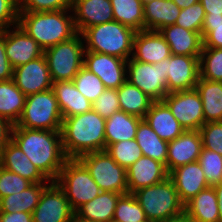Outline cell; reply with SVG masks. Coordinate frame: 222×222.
Segmentation results:
<instances>
[{
    "label": "cell",
    "mask_w": 222,
    "mask_h": 222,
    "mask_svg": "<svg viewBox=\"0 0 222 222\" xmlns=\"http://www.w3.org/2000/svg\"><path fill=\"white\" fill-rule=\"evenodd\" d=\"M84 51L81 33L44 50L52 81H72L83 67Z\"/></svg>",
    "instance_id": "8"
},
{
    "label": "cell",
    "mask_w": 222,
    "mask_h": 222,
    "mask_svg": "<svg viewBox=\"0 0 222 222\" xmlns=\"http://www.w3.org/2000/svg\"><path fill=\"white\" fill-rule=\"evenodd\" d=\"M143 4L147 3V2H150V1H153V0H141Z\"/></svg>",
    "instance_id": "57"
},
{
    "label": "cell",
    "mask_w": 222,
    "mask_h": 222,
    "mask_svg": "<svg viewBox=\"0 0 222 222\" xmlns=\"http://www.w3.org/2000/svg\"><path fill=\"white\" fill-rule=\"evenodd\" d=\"M170 56V47L159 31L142 30L135 33L132 54L134 60L155 64Z\"/></svg>",
    "instance_id": "19"
},
{
    "label": "cell",
    "mask_w": 222,
    "mask_h": 222,
    "mask_svg": "<svg viewBox=\"0 0 222 222\" xmlns=\"http://www.w3.org/2000/svg\"><path fill=\"white\" fill-rule=\"evenodd\" d=\"M71 10L77 33L114 20L111 0H72Z\"/></svg>",
    "instance_id": "18"
},
{
    "label": "cell",
    "mask_w": 222,
    "mask_h": 222,
    "mask_svg": "<svg viewBox=\"0 0 222 222\" xmlns=\"http://www.w3.org/2000/svg\"><path fill=\"white\" fill-rule=\"evenodd\" d=\"M126 63L127 60L113 55L84 51L83 66L97 75L108 89H118L127 80Z\"/></svg>",
    "instance_id": "13"
},
{
    "label": "cell",
    "mask_w": 222,
    "mask_h": 222,
    "mask_svg": "<svg viewBox=\"0 0 222 222\" xmlns=\"http://www.w3.org/2000/svg\"><path fill=\"white\" fill-rule=\"evenodd\" d=\"M170 47L171 54L200 57L203 49L201 33L185 29L176 24L159 30Z\"/></svg>",
    "instance_id": "22"
},
{
    "label": "cell",
    "mask_w": 222,
    "mask_h": 222,
    "mask_svg": "<svg viewBox=\"0 0 222 222\" xmlns=\"http://www.w3.org/2000/svg\"><path fill=\"white\" fill-rule=\"evenodd\" d=\"M13 80L26 96L51 89L53 81L44 54L14 68Z\"/></svg>",
    "instance_id": "15"
},
{
    "label": "cell",
    "mask_w": 222,
    "mask_h": 222,
    "mask_svg": "<svg viewBox=\"0 0 222 222\" xmlns=\"http://www.w3.org/2000/svg\"><path fill=\"white\" fill-rule=\"evenodd\" d=\"M122 194L102 191L98 196L80 206L75 213L96 222H112L117 201Z\"/></svg>",
    "instance_id": "28"
},
{
    "label": "cell",
    "mask_w": 222,
    "mask_h": 222,
    "mask_svg": "<svg viewBox=\"0 0 222 222\" xmlns=\"http://www.w3.org/2000/svg\"><path fill=\"white\" fill-rule=\"evenodd\" d=\"M13 79V68L6 55L5 30L0 31V81Z\"/></svg>",
    "instance_id": "48"
},
{
    "label": "cell",
    "mask_w": 222,
    "mask_h": 222,
    "mask_svg": "<svg viewBox=\"0 0 222 222\" xmlns=\"http://www.w3.org/2000/svg\"><path fill=\"white\" fill-rule=\"evenodd\" d=\"M168 177L173 181L179 198L184 205L200 191L209 187L198 161L173 169Z\"/></svg>",
    "instance_id": "20"
},
{
    "label": "cell",
    "mask_w": 222,
    "mask_h": 222,
    "mask_svg": "<svg viewBox=\"0 0 222 222\" xmlns=\"http://www.w3.org/2000/svg\"><path fill=\"white\" fill-rule=\"evenodd\" d=\"M92 109L105 119L109 118L115 112L120 111L117 89L106 88L93 102Z\"/></svg>",
    "instance_id": "45"
},
{
    "label": "cell",
    "mask_w": 222,
    "mask_h": 222,
    "mask_svg": "<svg viewBox=\"0 0 222 222\" xmlns=\"http://www.w3.org/2000/svg\"><path fill=\"white\" fill-rule=\"evenodd\" d=\"M143 119L166 142L176 139L185 131L163 100L153 101Z\"/></svg>",
    "instance_id": "24"
},
{
    "label": "cell",
    "mask_w": 222,
    "mask_h": 222,
    "mask_svg": "<svg viewBox=\"0 0 222 222\" xmlns=\"http://www.w3.org/2000/svg\"><path fill=\"white\" fill-rule=\"evenodd\" d=\"M201 35L203 37V48H222V22L203 24Z\"/></svg>",
    "instance_id": "47"
},
{
    "label": "cell",
    "mask_w": 222,
    "mask_h": 222,
    "mask_svg": "<svg viewBox=\"0 0 222 222\" xmlns=\"http://www.w3.org/2000/svg\"><path fill=\"white\" fill-rule=\"evenodd\" d=\"M199 131L203 148L222 155V121L207 122Z\"/></svg>",
    "instance_id": "44"
},
{
    "label": "cell",
    "mask_w": 222,
    "mask_h": 222,
    "mask_svg": "<svg viewBox=\"0 0 222 222\" xmlns=\"http://www.w3.org/2000/svg\"><path fill=\"white\" fill-rule=\"evenodd\" d=\"M195 88L202 100L205 123L222 121V82L200 77Z\"/></svg>",
    "instance_id": "32"
},
{
    "label": "cell",
    "mask_w": 222,
    "mask_h": 222,
    "mask_svg": "<svg viewBox=\"0 0 222 222\" xmlns=\"http://www.w3.org/2000/svg\"><path fill=\"white\" fill-rule=\"evenodd\" d=\"M198 162L209 186L222 183V155L202 147Z\"/></svg>",
    "instance_id": "40"
},
{
    "label": "cell",
    "mask_w": 222,
    "mask_h": 222,
    "mask_svg": "<svg viewBox=\"0 0 222 222\" xmlns=\"http://www.w3.org/2000/svg\"><path fill=\"white\" fill-rule=\"evenodd\" d=\"M126 79L137 86L153 101H162L167 92L165 59L160 63H144L132 57L126 63Z\"/></svg>",
    "instance_id": "10"
},
{
    "label": "cell",
    "mask_w": 222,
    "mask_h": 222,
    "mask_svg": "<svg viewBox=\"0 0 222 222\" xmlns=\"http://www.w3.org/2000/svg\"><path fill=\"white\" fill-rule=\"evenodd\" d=\"M199 130H185L179 137L168 142L166 170L168 174L180 166L199 160L202 150Z\"/></svg>",
    "instance_id": "17"
},
{
    "label": "cell",
    "mask_w": 222,
    "mask_h": 222,
    "mask_svg": "<svg viewBox=\"0 0 222 222\" xmlns=\"http://www.w3.org/2000/svg\"><path fill=\"white\" fill-rule=\"evenodd\" d=\"M180 11L173 0H153L145 3V30L159 31L163 27L175 24Z\"/></svg>",
    "instance_id": "26"
},
{
    "label": "cell",
    "mask_w": 222,
    "mask_h": 222,
    "mask_svg": "<svg viewBox=\"0 0 222 222\" xmlns=\"http://www.w3.org/2000/svg\"><path fill=\"white\" fill-rule=\"evenodd\" d=\"M0 166L20 175L31 183H46L48 181L12 140L1 151Z\"/></svg>",
    "instance_id": "23"
},
{
    "label": "cell",
    "mask_w": 222,
    "mask_h": 222,
    "mask_svg": "<svg viewBox=\"0 0 222 222\" xmlns=\"http://www.w3.org/2000/svg\"><path fill=\"white\" fill-rule=\"evenodd\" d=\"M26 95L16 86L13 79L0 81V117L16 125L19 121Z\"/></svg>",
    "instance_id": "30"
},
{
    "label": "cell",
    "mask_w": 222,
    "mask_h": 222,
    "mask_svg": "<svg viewBox=\"0 0 222 222\" xmlns=\"http://www.w3.org/2000/svg\"><path fill=\"white\" fill-rule=\"evenodd\" d=\"M222 22V16H210L205 14L203 24H218Z\"/></svg>",
    "instance_id": "55"
},
{
    "label": "cell",
    "mask_w": 222,
    "mask_h": 222,
    "mask_svg": "<svg viewBox=\"0 0 222 222\" xmlns=\"http://www.w3.org/2000/svg\"><path fill=\"white\" fill-rule=\"evenodd\" d=\"M11 140L51 181H55L68 159L62 146L61 131L13 127Z\"/></svg>",
    "instance_id": "1"
},
{
    "label": "cell",
    "mask_w": 222,
    "mask_h": 222,
    "mask_svg": "<svg viewBox=\"0 0 222 222\" xmlns=\"http://www.w3.org/2000/svg\"><path fill=\"white\" fill-rule=\"evenodd\" d=\"M105 150L116 161V163L125 169L130 167L143 156L136 139L113 143Z\"/></svg>",
    "instance_id": "38"
},
{
    "label": "cell",
    "mask_w": 222,
    "mask_h": 222,
    "mask_svg": "<svg viewBox=\"0 0 222 222\" xmlns=\"http://www.w3.org/2000/svg\"><path fill=\"white\" fill-rule=\"evenodd\" d=\"M114 20L135 32L144 28V4L141 0H111Z\"/></svg>",
    "instance_id": "35"
},
{
    "label": "cell",
    "mask_w": 222,
    "mask_h": 222,
    "mask_svg": "<svg viewBox=\"0 0 222 222\" xmlns=\"http://www.w3.org/2000/svg\"><path fill=\"white\" fill-rule=\"evenodd\" d=\"M141 120L142 118L122 110L112 114L105 123L106 148L113 143L135 139Z\"/></svg>",
    "instance_id": "27"
},
{
    "label": "cell",
    "mask_w": 222,
    "mask_h": 222,
    "mask_svg": "<svg viewBox=\"0 0 222 222\" xmlns=\"http://www.w3.org/2000/svg\"><path fill=\"white\" fill-rule=\"evenodd\" d=\"M18 0H0V31L18 23Z\"/></svg>",
    "instance_id": "46"
},
{
    "label": "cell",
    "mask_w": 222,
    "mask_h": 222,
    "mask_svg": "<svg viewBox=\"0 0 222 222\" xmlns=\"http://www.w3.org/2000/svg\"><path fill=\"white\" fill-rule=\"evenodd\" d=\"M71 222H96V221H93V220H87V219H84L82 217H79L76 213L74 214Z\"/></svg>",
    "instance_id": "56"
},
{
    "label": "cell",
    "mask_w": 222,
    "mask_h": 222,
    "mask_svg": "<svg viewBox=\"0 0 222 222\" xmlns=\"http://www.w3.org/2000/svg\"><path fill=\"white\" fill-rule=\"evenodd\" d=\"M72 81L79 92L92 104L106 89L101 79L84 66Z\"/></svg>",
    "instance_id": "39"
},
{
    "label": "cell",
    "mask_w": 222,
    "mask_h": 222,
    "mask_svg": "<svg viewBox=\"0 0 222 222\" xmlns=\"http://www.w3.org/2000/svg\"><path fill=\"white\" fill-rule=\"evenodd\" d=\"M74 214L65 193L52 181L43 190L32 219L33 222H71Z\"/></svg>",
    "instance_id": "12"
},
{
    "label": "cell",
    "mask_w": 222,
    "mask_h": 222,
    "mask_svg": "<svg viewBox=\"0 0 222 222\" xmlns=\"http://www.w3.org/2000/svg\"><path fill=\"white\" fill-rule=\"evenodd\" d=\"M46 50L77 34L71 9L47 12H19L17 23Z\"/></svg>",
    "instance_id": "3"
},
{
    "label": "cell",
    "mask_w": 222,
    "mask_h": 222,
    "mask_svg": "<svg viewBox=\"0 0 222 222\" xmlns=\"http://www.w3.org/2000/svg\"><path fill=\"white\" fill-rule=\"evenodd\" d=\"M163 101L185 130H199L205 124L203 104L196 88L168 93Z\"/></svg>",
    "instance_id": "11"
},
{
    "label": "cell",
    "mask_w": 222,
    "mask_h": 222,
    "mask_svg": "<svg viewBox=\"0 0 222 222\" xmlns=\"http://www.w3.org/2000/svg\"><path fill=\"white\" fill-rule=\"evenodd\" d=\"M160 222H195V221L186 212H184L179 216L169 218L165 221H160Z\"/></svg>",
    "instance_id": "53"
},
{
    "label": "cell",
    "mask_w": 222,
    "mask_h": 222,
    "mask_svg": "<svg viewBox=\"0 0 222 222\" xmlns=\"http://www.w3.org/2000/svg\"><path fill=\"white\" fill-rule=\"evenodd\" d=\"M135 33L132 28L113 20L86 28L81 34L86 51L105 53L128 60L133 54Z\"/></svg>",
    "instance_id": "4"
},
{
    "label": "cell",
    "mask_w": 222,
    "mask_h": 222,
    "mask_svg": "<svg viewBox=\"0 0 222 222\" xmlns=\"http://www.w3.org/2000/svg\"><path fill=\"white\" fill-rule=\"evenodd\" d=\"M112 221L149 222L144 210L132 193L122 194L119 197Z\"/></svg>",
    "instance_id": "36"
},
{
    "label": "cell",
    "mask_w": 222,
    "mask_h": 222,
    "mask_svg": "<svg viewBox=\"0 0 222 222\" xmlns=\"http://www.w3.org/2000/svg\"><path fill=\"white\" fill-rule=\"evenodd\" d=\"M52 90L63 119L92 110V103L79 92L73 81L53 82Z\"/></svg>",
    "instance_id": "25"
},
{
    "label": "cell",
    "mask_w": 222,
    "mask_h": 222,
    "mask_svg": "<svg viewBox=\"0 0 222 222\" xmlns=\"http://www.w3.org/2000/svg\"><path fill=\"white\" fill-rule=\"evenodd\" d=\"M216 195H217V202H218V209H219V222H222V183L213 186Z\"/></svg>",
    "instance_id": "52"
},
{
    "label": "cell",
    "mask_w": 222,
    "mask_h": 222,
    "mask_svg": "<svg viewBox=\"0 0 222 222\" xmlns=\"http://www.w3.org/2000/svg\"><path fill=\"white\" fill-rule=\"evenodd\" d=\"M205 11L200 2H197L188 8L181 9L175 24L185 29L202 32Z\"/></svg>",
    "instance_id": "41"
},
{
    "label": "cell",
    "mask_w": 222,
    "mask_h": 222,
    "mask_svg": "<svg viewBox=\"0 0 222 222\" xmlns=\"http://www.w3.org/2000/svg\"><path fill=\"white\" fill-rule=\"evenodd\" d=\"M0 222H33L32 213L26 212H0Z\"/></svg>",
    "instance_id": "49"
},
{
    "label": "cell",
    "mask_w": 222,
    "mask_h": 222,
    "mask_svg": "<svg viewBox=\"0 0 222 222\" xmlns=\"http://www.w3.org/2000/svg\"><path fill=\"white\" fill-rule=\"evenodd\" d=\"M127 186L129 193L141 188L158 184L168 177L163 163L147 156H142L126 169Z\"/></svg>",
    "instance_id": "21"
},
{
    "label": "cell",
    "mask_w": 222,
    "mask_h": 222,
    "mask_svg": "<svg viewBox=\"0 0 222 222\" xmlns=\"http://www.w3.org/2000/svg\"><path fill=\"white\" fill-rule=\"evenodd\" d=\"M173 1L180 9L188 8L189 6L199 2V0H173Z\"/></svg>",
    "instance_id": "54"
},
{
    "label": "cell",
    "mask_w": 222,
    "mask_h": 222,
    "mask_svg": "<svg viewBox=\"0 0 222 222\" xmlns=\"http://www.w3.org/2000/svg\"><path fill=\"white\" fill-rule=\"evenodd\" d=\"M120 109L131 115L144 118L153 100L127 80L117 89Z\"/></svg>",
    "instance_id": "33"
},
{
    "label": "cell",
    "mask_w": 222,
    "mask_h": 222,
    "mask_svg": "<svg viewBox=\"0 0 222 222\" xmlns=\"http://www.w3.org/2000/svg\"><path fill=\"white\" fill-rule=\"evenodd\" d=\"M72 0H18V12H47L71 9Z\"/></svg>",
    "instance_id": "42"
},
{
    "label": "cell",
    "mask_w": 222,
    "mask_h": 222,
    "mask_svg": "<svg viewBox=\"0 0 222 222\" xmlns=\"http://www.w3.org/2000/svg\"><path fill=\"white\" fill-rule=\"evenodd\" d=\"M63 117L51 89L26 96L22 115L13 127L61 131Z\"/></svg>",
    "instance_id": "7"
},
{
    "label": "cell",
    "mask_w": 222,
    "mask_h": 222,
    "mask_svg": "<svg viewBox=\"0 0 222 222\" xmlns=\"http://www.w3.org/2000/svg\"><path fill=\"white\" fill-rule=\"evenodd\" d=\"M5 50L13 69L44 54L39 44L18 24L5 30Z\"/></svg>",
    "instance_id": "16"
},
{
    "label": "cell",
    "mask_w": 222,
    "mask_h": 222,
    "mask_svg": "<svg viewBox=\"0 0 222 222\" xmlns=\"http://www.w3.org/2000/svg\"><path fill=\"white\" fill-rule=\"evenodd\" d=\"M165 69L168 93L194 89L200 78L199 57L171 54Z\"/></svg>",
    "instance_id": "14"
},
{
    "label": "cell",
    "mask_w": 222,
    "mask_h": 222,
    "mask_svg": "<svg viewBox=\"0 0 222 222\" xmlns=\"http://www.w3.org/2000/svg\"><path fill=\"white\" fill-rule=\"evenodd\" d=\"M48 180L46 183H32L24 191L11 194L0 199V212H26L33 213L39 203L43 190L51 183Z\"/></svg>",
    "instance_id": "29"
},
{
    "label": "cell",
    "mask_w": 222,
    "mask_h": 222,
    "mask_svg": "<svg viewBox=\"0 0 222 222\" xmlns=\"http://www.w3.org/2000/svg\"><path fill=\"white\" fill-rule=\"evenodd\" d=\"M199 68L201 78L222 82V48H203Z\"/></svg>",
    "instance_id": "37"
},
{
    "label": "cell",
    "mask_w": 222,
    "mask_h": 222,
    "mask_svg": "<svg viewBox=\"0 0 222 222\" xmlns=\"http://www.w3.org/2000/svg\"><path fill=\"white\" fill-rule=\"evenodd\" d=\"M135 139L143 156L157 160L166 167L168 142L162 140L144 119L139 122Z\"/></svg>",
    "instance_id": "34"
},
{
    "label": "cell",
    "mask_w": 222,
    "mask_h": 222,
    "mask_svg": "<svg viewBox=\"0 0 222 222\" xmlns=\"http://www.w3.org/2000/svg\"><path fill=\"white\" fill-rule=\"evenodd\" d=\"M205 14L210 16H222V0H199Z\"/></svg>",
    "instance_id": "51"
},
{
    "label": "cell",
    "mask_w": 222,
    "mask_h": 222,
    "mask_svg": "<svg viewBox=\"0 0 222 222\" xmlns=\"http://www.w3.org/2000/svg\"><path fill=\"white\" fill-rule=\"evenodd\" d=\"M55 182L65 193L74 211L102 192L78 158H68L65 161Z\"/></svg>",
    "instance_id": "6"
},
{
    "label": "cell",
    "mask_w": 222,
    "mask_h": 222,
    "mask_svg": "<svg viewBox=\"0 0 222 222\" xmlns=\"http://www.w3.org/2000/svg\"><path fill=\"white\" fill-rule=\"evenodd\" d=\"M185 212L195 222H219L217 195L209 186L185 205Z\"/></svg>",
    "instance_id": "31"
},
{
    "label": "cell",
    "mask_w": 222,
    "mask_h": 222,
    "mask_svg": "<svg viewBox=\"0 0 222 222\" xmlns=\"http://www.w3.org/2000/svg\"><path fill=\"white\" fill-rule=\"evenodd\" d=\"M105 123L106 119L93 109L64 118L61 138L66 157L79 158L86 153L105 150Z\"/></svg>",
    "instance_id": "2"
},
{
    "label": "cell",
    "mask_w": 222,
    "mask_h": 222,
    "mask_svg": "<svg viewBox=\"0 0 222 222\" xmlns=\"http://www.w3.org/2000/svg\"><path fill=\"white\" fill-rule=\"evenodd\" d=\"M78 159L89 170L101 191L129 193L126 169L116 163L106 150L86 153Z\"/></svg>",
    "instance_id": "9"
},
{
    "label": "cell",
    "mask_w": 222,
    "mask_h": 222,
    "mask_svg": "<svg viewBox=\"0 0 222 222\" xmlns=\"http://www.w3.org/2000/svg\"><path fill=\"white\" fill-rule=\"evenodd\" d=\"M32 183L18 174L0 166V199L11 194L20 193Z\"/></svg>",
    "instance_id": "43"
},
{
    "label": "cell",
    "mask_w": 222,
    "mask_h": 222,
    "mask_svg": "<svg viewBox=\"0 0 222 222\" xmlns=\"http://www.w3.org/2000/svg\"><path fill=\"white\" fill-rule=\"evenodd\" d=\"M141 205L149 222L165 221L185 212L173 181H164L141 188L132 193Z\"/></svg>",
    "instance_id": "5"
},
{
    "label": "cell",
    "mask_w": 222,
    "mask_h": 222,
    "mask_svg": "<svg viewBox=\"0 0 222 222\" xmlns=\"http://www.w3.org/2000/svg\"><path fill=\"white\" fill-rule=\"evenodd\" d=\"M13 125L0 117V154L2 149L7 145L11 140Z\"/></svg>",
    "instance_id": "50"
}]
</instances>
